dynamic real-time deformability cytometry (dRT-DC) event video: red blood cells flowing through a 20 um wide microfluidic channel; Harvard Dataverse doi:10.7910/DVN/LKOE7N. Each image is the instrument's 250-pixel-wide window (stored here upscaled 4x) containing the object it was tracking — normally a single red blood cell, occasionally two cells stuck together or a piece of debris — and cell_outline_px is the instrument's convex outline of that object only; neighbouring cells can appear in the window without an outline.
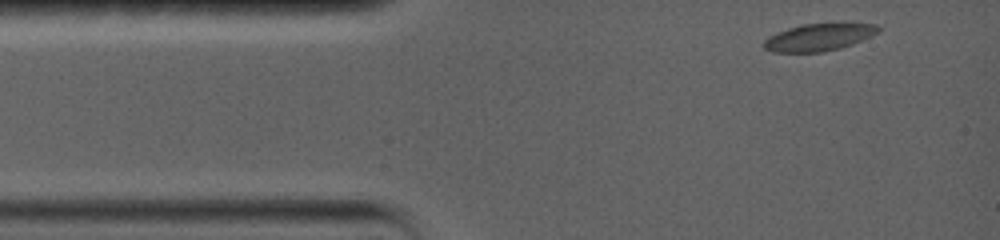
{"species": "common noctule bat (a hibernating species)", "species_latin": "Nyctalus noctula", "temperature_condition": "warm", "stored_images_in_passage": 24, "camera_frame_rate_fps": 5000, "um_per_image_px": 0.085, "animal": {"sex": "female", "body_mass_g": 19.0, "forearm_length_mm": 56.7}, "frame": {"image": 1, "passage_image": 1, "time_ms": 0.0, "image_size_px": [1000, 240], "cell_outline_px": [[880, 32], [852, 44], [840, 48], [824, 52], [772, 52], [764, 48], [760, 44], [768, 36], [776, 32], [800, 24], [844, 20], [876, 24], [880, 28]], "centroid_in_image_um": [69.64, 3.11], "position_along_channel_um": 15.4, "area_um2": 19.25}}
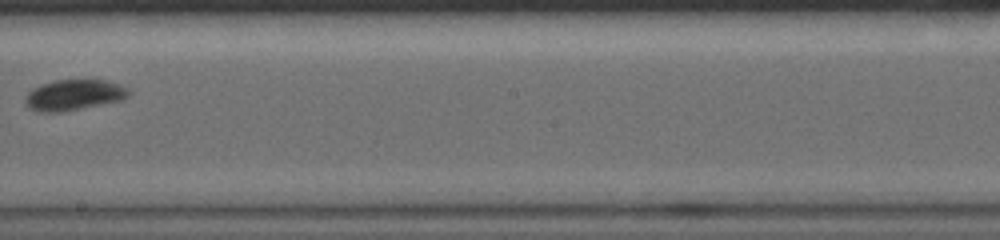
{"frame": {"image": 2, "passage_image": 11, "time_ms": 7.8, "image_size_px": [1000, 240], "cell_outline_px": [[132, 92], [128, 96], [120, 100], [60, 112], [40, 112], [28, 108], [24, 100], [24, 96], [32, 88], [40, 84], [56, 80], [108, 80], [120, 84], [128, 88]], "centroid_in_image_um": [6.25, 8.06], "position_along_channel_um": 241.9, "area_um2": 18.55}}
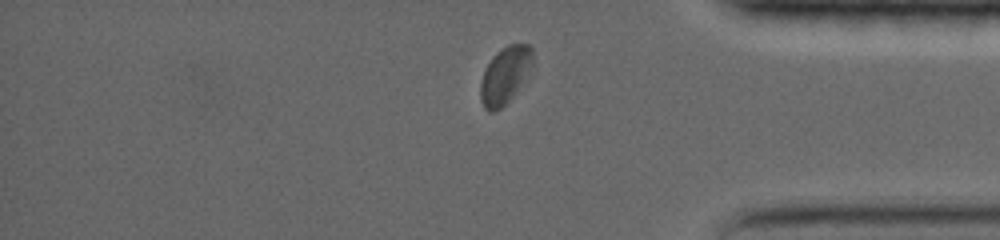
{"frame": {"image": 3, "passage_image": 21, "time_ms": 12.4, "image_size_px": [1000, 240], "cell_outline_px": [[532, 64], [512, 96], [500, 108], [492, 112], [488, 112], [484, 108], [480, 100], [480, 84], [484, 72], [492, 56], [496, 52], [508, 44], [528, 44], [532, 48]], "centroid_in_image_um": [42.88, 6.38], "position_along_channel_um": 392.3, "area_um2": 16.82}, "authors_computed_cell_mechanics": {"area_um2": 18.2648, "velocity_mm_per_s": 3.5454, "shape_relaxation_time_tau1_ms": 2.4347, "shape_relaxation_time_tau2_ms": null, "deformation_change_tau1": 0.0754, "deformation_change_tau2": null}}